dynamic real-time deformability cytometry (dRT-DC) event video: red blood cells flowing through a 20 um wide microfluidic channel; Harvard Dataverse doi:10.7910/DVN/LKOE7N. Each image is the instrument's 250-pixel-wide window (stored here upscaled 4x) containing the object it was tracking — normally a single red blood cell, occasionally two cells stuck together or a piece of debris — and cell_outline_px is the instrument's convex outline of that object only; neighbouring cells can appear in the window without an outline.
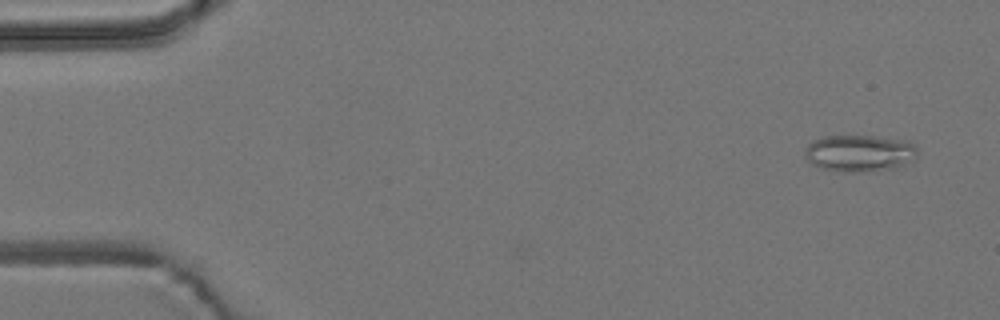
{"species": "common noctule bat (a hibernating species)", "species_latin": "Nyctalus noctula", "temperature_condition": "room temperature", "stored_images_in_passage": 55, "camera_frame_rate_fps": 3000, "um_per_image_px": 0.085, "animal": {"sex": "male", "body_mass_g": 19.2, "forearm_length_mm": 51.8}, "frame": {"image": 1, "passage_image": 3, "time_ms": 0.667, "image_size_px": [1000, 320], "cell_outline_px": [[916, 156], [904, 168], [872, 172], [844, 172], [820, 168], [812, 164], [804, 156], [804, 152], [808, 144], [824, 136], [872, 136], [908, 140], [916, 148]], "centroid_in_image_um": [73.1, 13.05], "position_along_channel_um": 11.9, "area_um2": 24.62}}
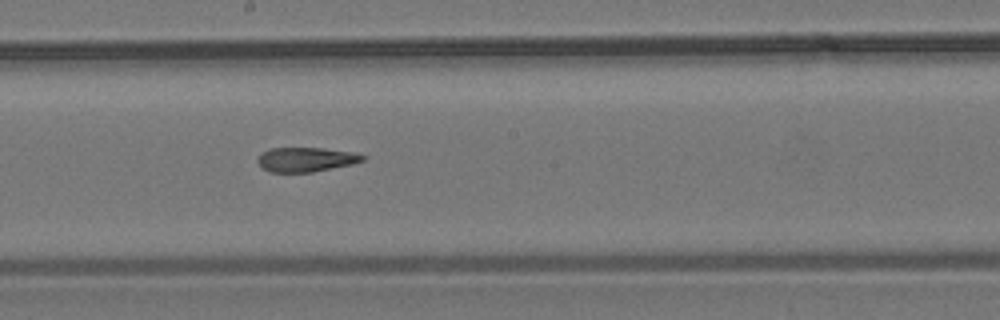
{"frame": {"image": 2, "passage_image": 30, "time_ms": 9.667, "image_size_px": [1000, 320], "cell_outline_px": [[368, 156], [364, 160], [352, 164], [312, 172], [272, 172], [264, 168], [256, 160], [264, 152], [272, 148], [324, 148], [356, 152]], "centroid_in_image_um": [26.09, 13.55], "position_along_channel_um": 222.1, "area_um2": 14.85}}
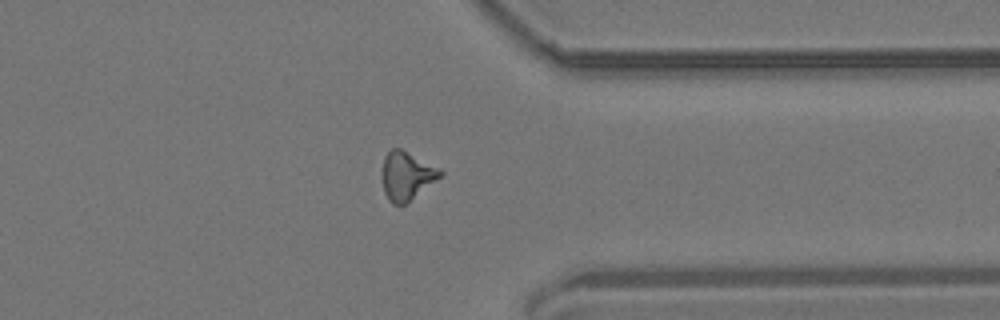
{"frame": {"image": 3, "passage_image": 43, "time_ms": 14.0, "image_size_px": [1000, 320], "cell_outline_px": [[444, 172], [440, 176], [404, 204], [392, 204], [388, 200], [384, 192], [384, 156], [392, 148], [400, 148], [440, 168]], "centroid_in_image_um": [34.57, 14.92], "position_along_channel_um": 376.8, "area_um2": 15.72}, "authors_computed_cell_mechanics": {"area_um2": 15.9528, "velocity_mm_per_s": 3.7143, "shape_relaxation_time_tau1_ms": null, "shape_relaxation_time_tau2_ms": 4.7578, "deformation_change_tau1": null, "deformation_change_tau2": 0.1297}}